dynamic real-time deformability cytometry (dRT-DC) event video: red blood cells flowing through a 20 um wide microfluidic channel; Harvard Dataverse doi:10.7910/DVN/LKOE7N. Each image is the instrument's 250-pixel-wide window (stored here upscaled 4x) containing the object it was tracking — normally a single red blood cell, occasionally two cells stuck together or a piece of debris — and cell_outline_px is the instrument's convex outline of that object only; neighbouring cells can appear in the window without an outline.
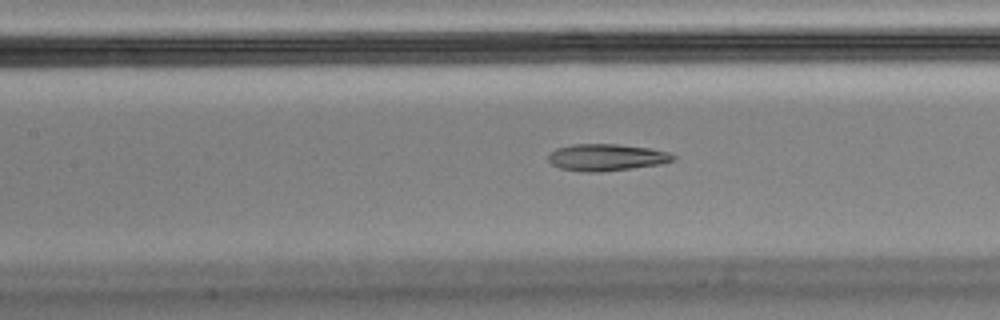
{"species": "Egyptian fruit bat (a non-hibernating species)", "species_latin": "Rousettus aegyptiacus", "temperature_condition": "cold", "stored_images_in_passage": 52, "segment_of_instrument_passage": [1, 2], "camera_frame_rate_fps": 3000, "um_per_image_px": 0.085, "animal": {"sex": "male"}, "frame": {"image": 1, "passage_image": 26, "time_ms": 8.333, "image_size_px": [1000, 320], "cell_outline_px": [[676, 160], [660, 164], [632, 168], [600, 172], [588, 172], [560, 168], [552, 164], [548, 160], [548, 156], [556, 148], [572, 144], [620, 144], [648, 148], [668, 152], [676, 156]], "centroid_in_image_um": [51.56, 13.37], "position_along_channel_um": 155.8, "area_um2": 19.48}}
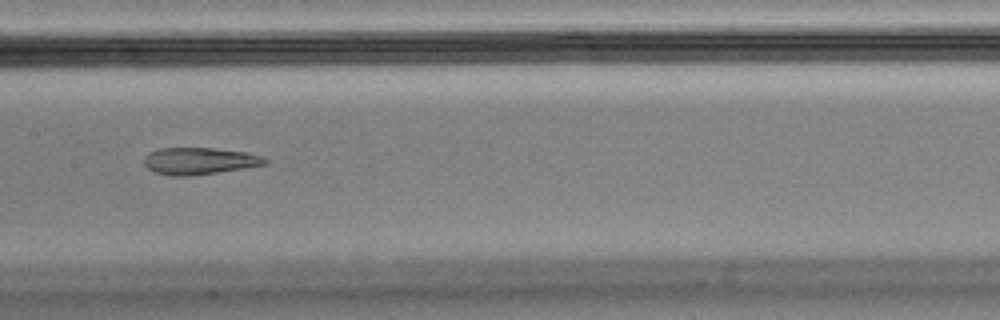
{"frame": {"image": 2, "passage_image": 29, "time_ms": 9.333, "image_size_px": [1000, 320], "cell_outline_px": [[268, 160], [264, 164], [244, 168], [192, 176], [172, 176], [152, 172], [144, 164], [144, 156], [148, 152], [156, 148], [212, 148], [248, 152], [264, 156]], "centroid_in_image_um": [16.91, 13.68], "position_along_channel_um": 190.5, "area_um2": 19.19}}
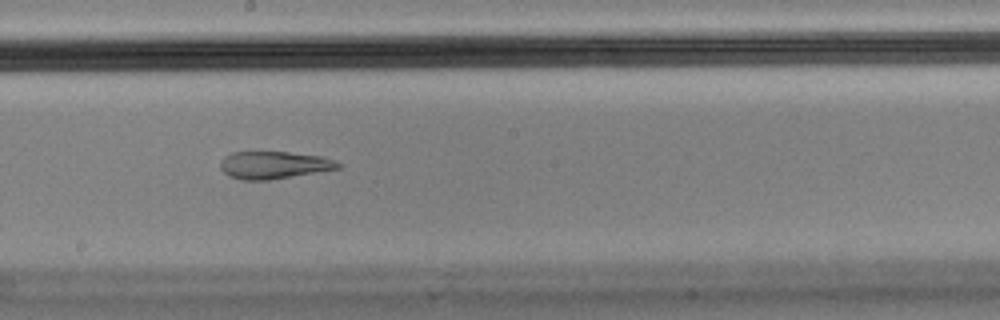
{"frame": {"image": 3, "passage_image": 32, "time_ms": 10.333, "image_size_px": [1000, 320], "cell_outline_px": [[344, 164], [340, 168], [268, 180], [240, 180], [228, 176], [220, 168], [220, 164], [224, 156], [232, 152], [288, 152], [320, 156], [336, 160]], "centroid_in_image_um": [23.28, 14.03], "position_along_channel_um": 224.9, "area_um2": 18.84}}